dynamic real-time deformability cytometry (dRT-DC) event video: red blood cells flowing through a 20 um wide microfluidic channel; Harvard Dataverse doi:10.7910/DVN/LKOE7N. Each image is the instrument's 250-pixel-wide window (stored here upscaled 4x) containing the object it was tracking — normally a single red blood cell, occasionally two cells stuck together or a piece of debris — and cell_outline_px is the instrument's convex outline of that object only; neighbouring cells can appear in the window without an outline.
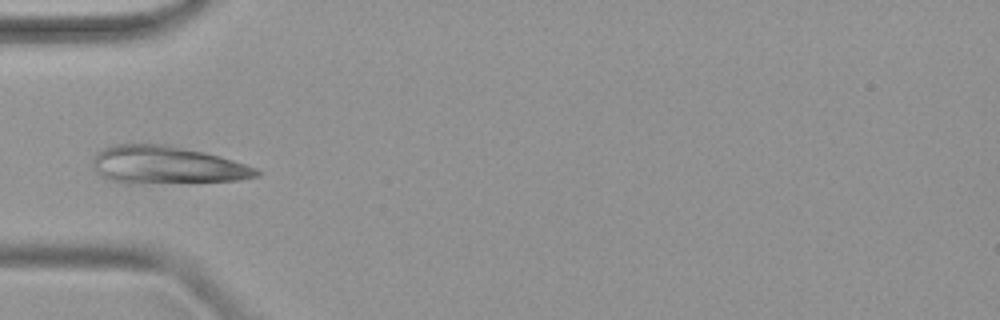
{"species": "common noctule bat (a hibernating species)", "species_latin": "Nyctalus noctula", "temperature_condition": "warm", "stored_images_in_passage": 5, "camera_frame_rate_fps": 3000, "um_per_image_px": 0.085, "animal": {"sex": "female", "body_mass_g": 19.9}, "frame": {"image": 1, "passage_image": 4, "time_ms": 1.0, "image_size_px": [1000, 320], "cell_outline_px": [[260, 176], [240, 180], [132, 184], [120, 184], [108, 180], [100, 176], [92, 168], [92, 156], [100, 148], [108, 144], [172, 144], [220, 156], [256, 168], [260, 172]], "centroid_in_image_um": [14.06, 14.02], "position_along_channel_um": 70.9, "area_um2": 36.82}}
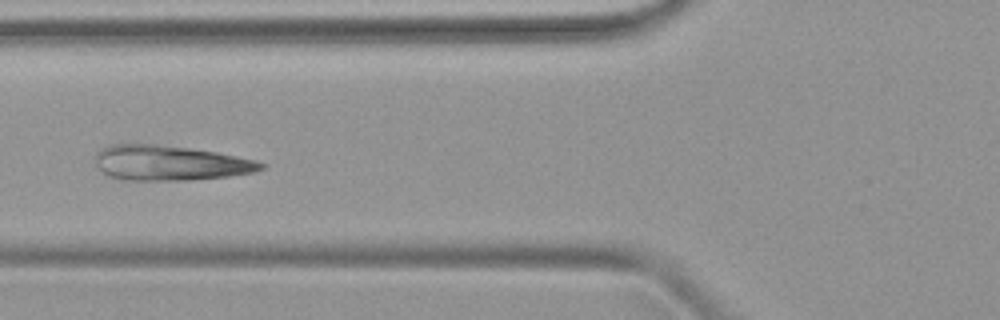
{"frame": {"image": 2, "passage_image": 5, "time_ms": 1.333, "image_size_px": [1000, 320], "cell_outline_px": [[268, 164], [264, 168], [256, 172], [228, 176], [188, 180], [120, 180], [108, 176], [96, 164], [96, 152], [100, 148], [108, 144], [156, 144], [188, 148], [216, 152], [256, 160]], "centroid_in_image_um": [14.44, 13.85], "position_along_channel_um": 111.4, "area_um2": 33.93}}